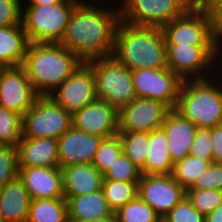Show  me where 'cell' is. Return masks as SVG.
I'll return each mask as SVG.
<instances>
[{"instance_id":"cell-1","label":"cell","mask_w":222,"mask_h":222,"mask_svg":"<svg viewBox=\"0 0 222 222\" xmlns=\"http://www.w3.org/2000/svg\"><path fill=\"white\" fill-rule=\"evenodd\" d=\"M93 1L81 0L74 7L59 42L82 62L112 56L116 29L121 21L119 6L102 5L107 0Z\"/></svg>"},{"instance_id":"cell-2","label":"cell","mask_w":222,"mask_h":222,"mask_svg":"<svg viewBox=\"0 0 222 222\" xmlns=\"http://www.w3.org/2000/svg\"><path fill=\"white\" fill-rule=\"evenodd\" d=\"M82 61L59 43H29L22 67L39 96H49Z\"/></svg>"},{"instance_id":"cell-3","label":"cell","mask_w":222,"mask_h":222,"mask_svg":"<svg viewBox=\"0 0 222 222\" xmlns=\"http://www.w3.org/2000/svg\"><path fill=\"white\" fill-rule=\"evenodd\" d=\"M112 56L130 71L167 68L166 44L161 28L119 22Z\"/></svg>"},{"instance_id":"cell-4","label":"cell","mask_w":222,"mask_h":222,"mask_svg":"<svg viewBox=\"0 0 222 222\" xmlns=\"http://www.w3.org/2000/svg\"><path fill=\"white\" fill-rule=\"evenodd\" d=\"M220 71L217 77L185 80L181 84L175 110L197 128L222 124V68Z\"/></svg>"},{"instance_id":"cell-5","label":"cell","mask_w":222,"mask_h":222,"mask_svg":"<svg viewBox=\"0 0 222 222\" xmlns=\"http://www.w3.org/2000/svg\"><path fill=\"white\" fill-rule=\"evenodd\" d=\"M80 1L63 0L48 6H22V26L29 43H59L70 14Z\"/></svg>"},{"instance_id":"cell-6","label":"cell","mask_w":222,"mask_h":222,"mask_svg":"<svg viewBox=\"0 0 222 222\" xmlns=\"http://www.w3.org/2000/svg\"><path fill=\"white\" fill-rule=\"evenodd\" d=\"M87 63L95 76L97 99L120 111L137 97L131 71L113 56L92 59Z\"/></svg>"},{"instance_id":"cell-7","label":"cell","mask_w":222,"mask_h":222,"mask_svg":"<svg viewBox=\"0 0 222 222\" xmlns=\"http://www.w3.org/2000/svg\"><path fill=\"white\" fill-rule=\"evenodd\" d=\"M220 58L222 59L215 46L166 45L167 68L183 81L216 76L219 72L216 69L222 66Z\"/></svg>"},{"instance_id":"cell-8","label":"cell","mask_w":222,"mask_h":222,"mask_svg":"<svg viewBox=\"0 0 222 222\" xmlns=\"http://www.w3.org/2000/svg\"><path fill=\"white\" fill-rule=\"evenodd\" d=\"M161 30L166 45L215 46L209 11L199 0Z\"/></svg>"},{"instance_id":"cell-9","label":"cell","mask_w":222,"mask_h":222,"mask_svg":"<svg viewBox=\"0 0 222 222\" xmlns=\"http://www.w3.org/2000/svg\"><path fill=\"white\" fill-rule=\"evenodd\" d=\"M198 0H123L121 21L133 26L162 28L183 15Z\"/></svg>"},{"instance_id":"cell-10","label":"cell","mask_w":222,"mask_h":222,"mask_svg":"<svg viewBox=\"0 0 222 222\" xmlns=\"http://www.w3.org/2000/svg\"><path fill=\"white\" fill-rule=\"evenodd\" d=\"M72 126V115L49 96H39L22 116V138L58 139Z\"/></svg>"},{"instance_id":"cell-11","label":"cell","mask_w":222,"mask_h":222,"mask_svg":"<svg viewBox=\"0 0 222 222\" xmlns=\"http://www.w3.org/2000/svg\"><path fill=\"white\" fill-rule=\"evenodd\" d=\"M137 97L157 100L175 109L183 80L168 68H140L131 71Z\"/></svg>"},{"instance_id":"cell-12","label":"cell","mask_w":222,"mask_h":222,"mask_svg":"<svg viewBox=\"0 0 222 222\" xmlns=\"http://www.w3.org/2000/svg\"><path fill=\"white\" fill-rule=\"evenodd\" d=\"M49 97L71 115L95 101L97 97L92 67L87 62H82Z\"/></svg>"},{"instance_id":"cell-13","label":"cell","mask_w":222,"mask_h":222,"mask_svg":"<svg viewBox=\"0 0 222 222\" xmlns=\"http://www.w3.org/2000/svg\"><path fill=\"white\" fill-rule=\"evenodd\" d=\"M138 197L162 219L186 197V190L171 174H142L138 183Z\"/></svg>"},{"instance_id":"cell-14","label":"cell","mask_w":222,"mask_h":222,"mask_svg":"<svg viewBox=\"0 0 222 222\" xmlns=\"http://www.w3.org/2000/svg\"><path fill=\"white\" fill-rule=\"evenodd\" d=\"M39 95L22 66L0 68V106L23 116Z\"/></svg>"},{"instance_id":"cell-15","label":"cell","mask_w":222,"mask_h":222,"mask_svg":"<svg viewBox=\"0 0 222 222\" xmlns=\"http://www.w3.org/2000/svg\"><path fill=\"white\" fill-rule=\"evenodd\" d=\"M171 109L150 98L136 97L119 111V132H151L161 128Z\"/></svg>"},{"instance_id":"cell-16","label":"cell","mask_w":222,"mask_h":222,"mask_svg":"<svg viewBox=\"0 0 222 222\" xmlns=\"http://www.w3.org/2000/svg\"><path fill=\"white\" fill-rule=\"evenodd\" d=\"M72 126L87 134L107 138L119 132V111L96 99L72 115Z\"/></svg>"},{"instance_id":"cell-17","label":"cell","mask_w":222,"mask_h":222,"mask_svg":"<svg viewBox=\"0 0 222 222\" xmlns=\"http://www.w3.org/2000/svg\"><path fill=\"white\" fill-rule=\"evenodd\" d=\"M102 139L71 126L57 139L60 167L92 163Z\"/></svg>"},{"instance_id":"cell-18","label":"cell","mask_w":222,"mask_h":222,"mask_svg":"<svg viewBox=\"0 0 222 222\" xmlns=\"http://www.w3.org/2000/svg\"><path fill=\"white\" fill-rule=\"evenodd\" d=\"M19 178L33 199L64 198L60 167H18Z\"/></svg>"},{"instance_id":"cell-19","label":"cell","mask_w":222,"mask_h":222,"mask_svg":"<svg viewBox=\"0 0 222 222\" xmlns=\"http://www.w3.org/2000/svg\"><path fill=\"white\" fill-rule=\"evenodd\" d=\"M167 137V147L173 164L189 155L197 126L171 109L161 126Z\"/></svg>"},{"instance_id":"cell-20","label":"cell","mask_w":222,"mask_h":222,"mask_svg":"<svg viewBox=\"0 0 222 222\" xmlns=\"http://www.w3.org/2000/svg\"><path fill=\"white\" fill-rule=\"evenodd\" d=\"M18 167H60L54 138H22L17 144Z\"/></svg>"},{"instance_id":"cell-21","label":"cell","mask_w":222,"mask_h":222,"mask_svg":"<svg viewBox=\"0 0 222 222\" xmlns=\"http://www.w3.org/2000/svg\"><path fill=\"white\" fill-rule=\"evenodd\" d=\"M64 197H74L101 190L103 174L92 164L60 167Z\"/></svg>"},{"instance_id":"cell-22","label":"cell","mask_w":222,"mask_h":222,"mask_svg":"<svg viewBox=\"0 0 222 222\" xmlns=\"http://www.w3.org/2000/svg\"><path fill=\"white\" fill-rule=\"evenodd\" d=\"M31 198L19 176L0 189V214L5 222H27Z\"/></svg>"},{"instance_id":"cell-23","label":"cell","mask_w":222,"mask_h":222,"mask_svg":"<svg viewBox=\"0 0 222 222\" xmlns=\"http://www.w3.org/2000/svg\"><path fill=\"white\" fill-rule=\"evenodd\" d=\"M64 198L67 202L68 220L101 219L114 214L102 190Z\"/></svg>"},{"instance_id":"cell-24","label":"cell","mask_w":222,"mask_h":222,"mask_svg":"<svg viewBox=\"0 0 222 222\" xmlns=\"http://www.w3.org/2000/svg\"><path fill=\"white\" fill-rule=\"evenodd\" d=\"M28 45L22 25L0 27V67L22 66Z\"/></svg>"},{"instance_id":"cell-25","label":"cell","mask_w":222,"mask_h":222,"mask_svg":"<svg viewBox=\"0 0 222 222\" xmlns=\"http://www.w3.org/2000/svg\"><path fill=\"white\" fill-rule=\"evenodd\" d=\"M165 132L159 128L149 133V147L142 174L170 175L173 170Z\"/></svg>"},{"instance_id":"cell-26","label":"cell","mask_w":222,"mask_h":222,"mask_svg":"<svg viewBox=\"0 0 222 222\" xmlns=\"http://www.w3.org/2000/svg\"><path fill=\"white\" fill-rule=\"evenodd\" d=\"M27 222H68L66 199L31 200Z\"/></svg>"},{"instance_id":"cell-27","label":"cell","mask_w":222,"mask_h":222,"mask_svg":"<svg viewBox=\"0 0 222 222\" xmlns=\"http://www.w3.org/2000/svg\"><path fill=\"white\" fill-rule=\"evenodd\" d=\"M138 183L139 181H102L101 190L109 204V207L114 213L128 201L133 200L138 196Z\"/></svg>"},{"instance_id":"cell-28","label":"cell","mask_w":222,"mask_h":222,"mask_svg":"<svg viewBox=\"0 0 222 222\" xmlns=\"http://www.w3.org/2000/svg\"><path fill=\"white\" fill-rule=\"evenodd\" d=\"M122 152L140 169L145 165L149 147V132H118Z\"/></svg>"},{"instance_id":"cell-29","label":"cell","mask_w":222,"mask_h":222,"mask_svg":"<svg viewBox=\"0 0 222 222\" xmlns=\"http://www.w3.org/2000/svg\"><path fill=\"white\" fill-rule=\"evenodd\" d=\"M210 165L199 157L187 155L173 164L171 176L185 189L190 188L197 177Z\"/></svg>"},{"instance_id":"cell-30","label":"cell","mask_w":222,"mask_h":222,"mask_svg":"<svg viewBox=\"0 0 222 222\" xmlns=\"http://www.w3.org/2000/svg\"><path fill=\"white\" fill-rule=\"evenodd\" d=\"M115 215L118 222H161L157 213L138 196L120 207Z\"/></svg>"},{"instance_id":"cell-31","label":"cell","mask_w":222,"mask_h":222,"mask_svg":"<svg viewBox=\"0 0 222 222\" xmlns=\"http://www.w3.org/2000/svg\"><path fill=\"white\" fill-rule=\"evenodd\" d=\"M22 139V116L0 106V145L17 146Z\"/></svg>"},{"instance_id":"cell-32","label":"cell","mask_w":222,"mask_h":222,"mask_svg":"<svg viewBox=\"0 0 222 222\" xmlns=\"http://www.w3.org/2000/svg\"><path fill=\"white\" fill-rule=\"evenodd\" d=\"M121 153L122 144L119 134L103 138L95 153L92 164L104 174Z\"/></svg>"},{"instance_id":"cell-33","label":"cell","mask_w":222,"mask_h":222,"mask_svg":"<svg viewBox=\"0 0 222 222\" xmlns=\"http://www.w3.org/2000/svg\"><path fill=\"white\" fill-rule=\"evenodd\" d=\"M141 175L140 168L122 152L116 161L104 172L103 180L139 181Z\"/></svg>"},{"instance_id":"cell-34","label":"cell","mask_w":222,"mask_h":222,"mask_svg":"<svg viewBox=\"0 0 222 222\" xmlns=\"http://www.w3.org/2000/svg\"><path fill=\"white\" fill-rule=\"evenodd\" d=\"M186 196L204 217L222 204V190H186Z\"/></svg>"},{"instance_id":"cell-35","label":"cell","mask_w":222,"mask_h":222,"mask_svg":"<svg viewBox=\"0 0 222 222\" xmlns=\"http://www.w3.org/2000/svg\"><path fill=\"white\" fill-rule=\"evenodd\" d=\"M19 174L17 146L0 145V189Z\"/></svg>"},{"instance_id":"cell-36","label":"cell","mask_w":222,"mask_h":222,"mask_svg":"<svg viewBox=\"0 0 222 222\" xmlns=\"http://www.w3.org/2000/svg\"><path fill=\"white\" fill-rule=\"evenodd\" d=\"M205 217L200 214L187 198H183L165 217L162 222H204Z\"/></svg>"},{"instance_id":"cell-37","label":"cell","mask_w":222,"mask_h":222,"mask_svg":"<svg viewBox=\"0 0 222 222\" xmlns=\"http://www.w3.org/2000/svg\"><path fill=\"white\" fill-rule=\"evenodd\" d=\"M222 190V164L210 163L187 190Z\"/></svg>"},{"instance_id":"cell-38","label":"cell","mask_w":222,"mask_h":222,"mask_svg":"<svg viewBox=\"0 0 222 222\" xmlns=\"http://www.w3.org/2000/svg\"><path fill=\"white\" fill-rule=\"evenodd\" d=\"M189 155L213 162L212 134L210 128H197Z\"/></svg>"},{"instance_id":"cell-39","label":"cell","mask_w":222,"mask_h":222,"mask_svg":"<svg viewBox=\"0 0 222 222\" xmlns=\"http://www.w3.org/2000/svg\"><path fill=\"white\" fill-rule=\"evenodd\" d=\"M209 11L213 40L216 50L222 57V0H199Z\"/></svg>"},{"instance_id":"cell-40","label":"cell","mask_w":222,"mask_h":222,"mask_svg":"<svg viewBox=\"0 0 222 222\" xmlns=\"http://www.w3.org/2000/svg\"><path fill=\"white\" fill-rule=\"evenodd\" d=\"M23 2L24 0H0V27L22 25Z\"/></svg>"},{"instance_id":"cell-41","label":"cell","mask_w":222,"mask_h":222,"mask_svg":"<svg viewBox=\"0 0 222 222\" xmlns=\"http://www.w3.org/2000/svg\"><path fill=\"white\" fill-rule=\"evenodd\" d=\"M210 129L212 134L213 162L222 164V124Z\"/></svg>"},{"instance_id":"cell-42","label":"cell","mask_w":222,"mask_h":222,"mask_svg":"<svg viewBox=\"0 0 222 222\" xmlns=\"http://www.w3.org/2000/svg\"><path fill=\"white\" fill-rule=\"evenodd\" d=\"M204 222H222V204L206 215Z\"/></svg>"},{"instance_id":"cell-43","label":"cell","mask_w":222,"mask_h":222,"mask_svg":"<svg viewBox=\"0 0 222 222\" xmlns=\"http://www.w3.org/2000/svg\"><path fill=\"white\" fill-rule=\"evenodd\" d=\"M68 222H118V219L115 215V213L113 215L107 216L105 218H101V219H91V220H68Z\"/></svg>"},{"instance_id":"cell-44","label":"cell","mask_w":222,"mask_h":222,"mask_svg":"<svg viewBox=\"0 0 222 222\" xmlns=\"http://www.w3.org/2000/svg\"><path fill=\"white\" fill-rule=\"evenodd\" d=\"M63 0H28L27 2H24L25 5H51L56 4L59 2H62Z\"/></svg>"},{"instance_id":"cell-45","label":"cell","mask_w":222,"mask_h":222,"mask_svg":"<svg viewBox=\"0 0 222 222\" xmlns=\"http://www.w3.org/2000/svg\"><path fill=\"white\" fill-rule=\"evenodd\" d=\"M0 222H5L1 214H0Z\"/></svg>"}]
</instances>
